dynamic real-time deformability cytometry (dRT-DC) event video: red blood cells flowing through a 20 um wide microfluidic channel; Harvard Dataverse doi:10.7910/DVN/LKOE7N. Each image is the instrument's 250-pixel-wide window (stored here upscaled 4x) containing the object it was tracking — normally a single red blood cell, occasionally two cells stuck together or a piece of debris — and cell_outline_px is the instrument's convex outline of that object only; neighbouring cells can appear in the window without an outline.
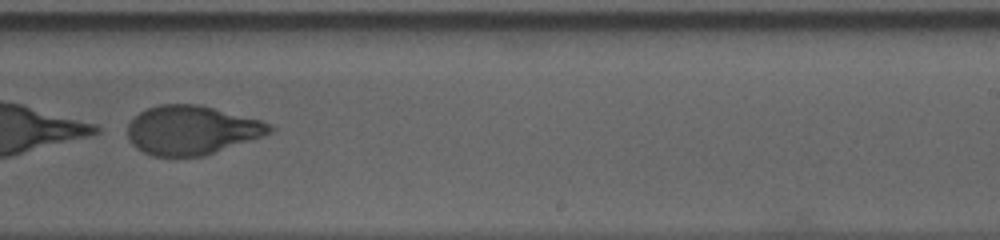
{"species": "human", "species_latin": "Homo sapiens", "temperature_condition": "cold", "stored_images_in_passage": 42, "camera_frame_rate_fps": 3000, "um_per_image_px": 0.085, "donor": {"sex": "male"}, "frame": {"image": 1, "passage_image": 22, "time_ms": 7.0, "image_size_px": [1000, 240], "cell_outline_px": [[276, 128], [272, 132], [204, 156], [152, 156], [136, 148], [128, 140], [128, 124], [140, 112], [148, 108], [160, 104], [200, 104], [260, 120], [272, 124]], "centroid_in_image_um": [16.28, 11.05], "position_along_channel_um": 272.7, "area_um2": 40.4}}
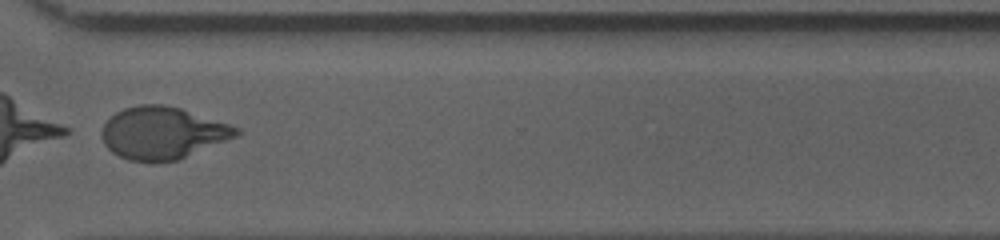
{"frame": {"image": 2, "passage_image": 29, "time_ms": 9.333, "image_size_px": [1000, 240], "cell_outline_px": [[240, 132], [236, 136], [180, 160], [152, 164], [128, 160], [112, 152], [104, 144], [100, 132], [104, 124], [116, 112], [124, 108], [140, 104], [164, 104], [180, 108], [240, 128]], "centroid_in_image_um": [13.79, 11.33], "position_along_channel_um": 356.8, "area_um2": 41.21}}